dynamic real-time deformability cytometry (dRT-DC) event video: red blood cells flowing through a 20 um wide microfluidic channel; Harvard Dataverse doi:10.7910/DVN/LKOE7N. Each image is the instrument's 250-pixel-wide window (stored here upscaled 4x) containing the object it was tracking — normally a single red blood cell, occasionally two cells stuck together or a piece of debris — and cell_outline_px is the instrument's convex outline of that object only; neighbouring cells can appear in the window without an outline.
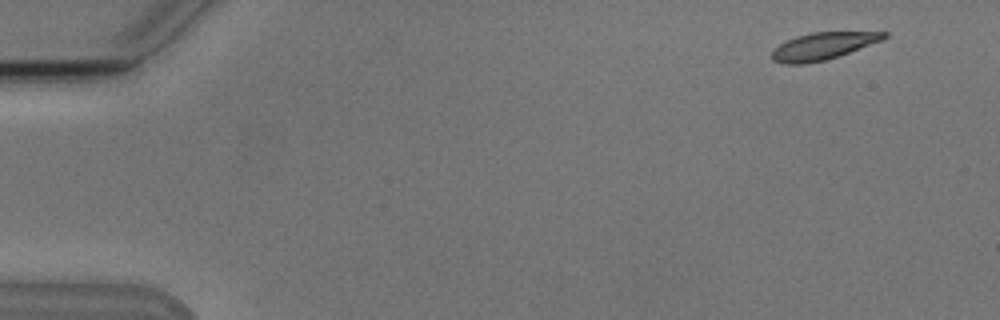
{"species": "Egyptian fruit bat (a non-hibernating species)", "species_latin": "Rousettus aegyptiacus", "temperature_condition": "cold", "stored_images_in_passage": 7, "camera_frame_rate_fps": 3000, "um_per_image_px": 0.085, "animal": {"sex": "male"}, "frame": {"image": 1, "passage_image": 1, "time_ms": 0.0, "image_size_px": [1000, 320], "cell_outline_px": [[888, 36], [884, 40], [824, 60], [804, 64], [784, 64], [772, 60], [772, 52], [780, 44], [796, 36], [812, 32], [888, 32]], "centroid_in_image_um": [69.96, 3.91], "position_along_channel_um": 15.0, "area_um2": 17.46}}
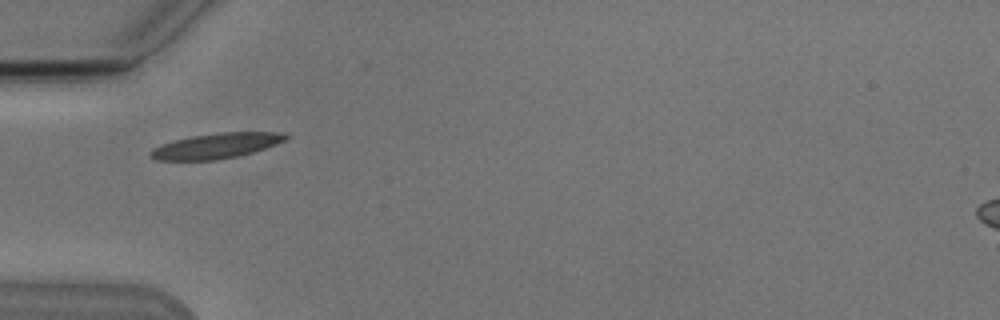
{"frame": {"image": 2, "passage_image": 5, "time_ms": 4.667, "image_size_px": [1000, 320], "cell_outline_px": [[292, 136], [288, 140], [252, 152], [236, 156], [216, 160], [156, 160], [148, 156], [148, 152], [152, 148], [160, 144], [192, 136], [220, 132], [284, 132]], "centroid_in_image_um": [18.39, 12.39], "position_along_channel_um": 66.6, "area_um2": 20.06}}
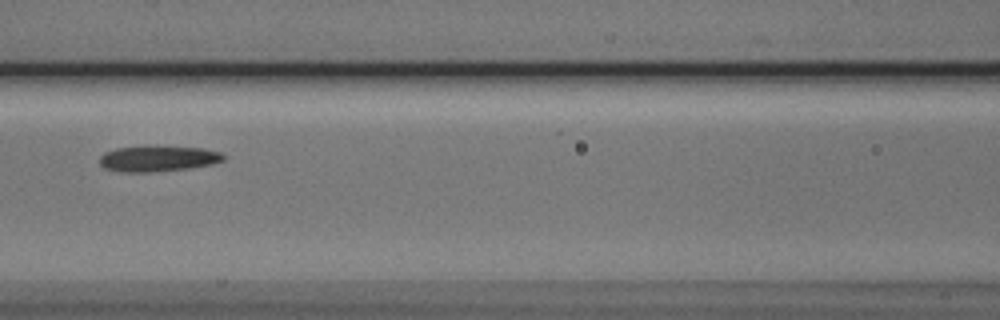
{"frame": {"image": 3, "passage_image": 7, "time_ms": 7.0, "image_size_px": [1000, 320], "cell_outline_px": [[224, 160], [212, 164], [188, 168], [148, 172], [124, 172], [104, 168], [100, 164], [100, 156], [104, 152], [116, 148], [144, 144], [204, 148], [220, 152], [224, 156]], "centroid_in_image_um": [13.4, 13.44], "position_along_channel_um": 153.2, "area_um2": 19.07}}